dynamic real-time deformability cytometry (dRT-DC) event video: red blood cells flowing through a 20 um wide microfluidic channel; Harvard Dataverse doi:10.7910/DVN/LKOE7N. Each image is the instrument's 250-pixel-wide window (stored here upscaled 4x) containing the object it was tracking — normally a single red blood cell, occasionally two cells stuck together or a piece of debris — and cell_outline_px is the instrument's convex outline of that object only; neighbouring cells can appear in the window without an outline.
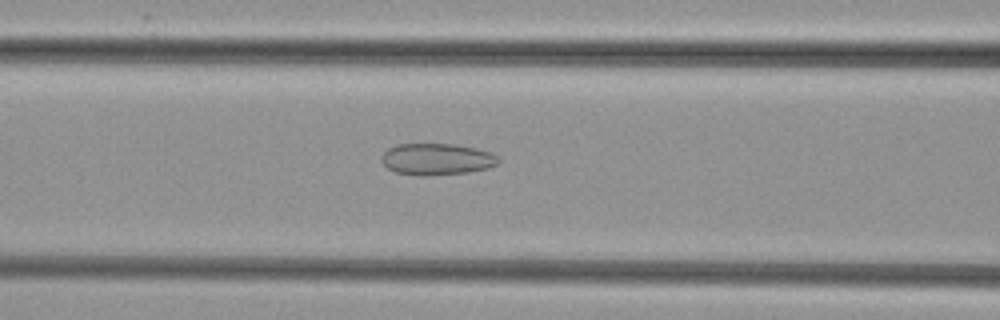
{"species": "common noctule bat (a hibernating species)", "species_latin": "Nyctalus noctula", "temperature_condition": "cold", "stored_images_in_passage": 50, "camera_frame_rate_fps": 3000, "um_per_image_px": 0.085, "animal": {"sex": "female", "body_mass_g": 29.2, "forearm_length_mm": 56.3}, "frame": {"image": 1, "passage_image": 20, "time_ms": 6.333, "image_size_px": [1000, 320], "cell_outline_px": [[500, 164], [488, 168], [468, 172], [420, 176], [396, 172], [388, 168], [380, 160], [384, 152], [388, 148], [396, 144], [452, 144], [476, 148], [492, 152], [500, 160]], "centroid_in_image_um": [37.14, 13.52], "position_along_channel_um": 129.5, "area_um2": 21.56}}
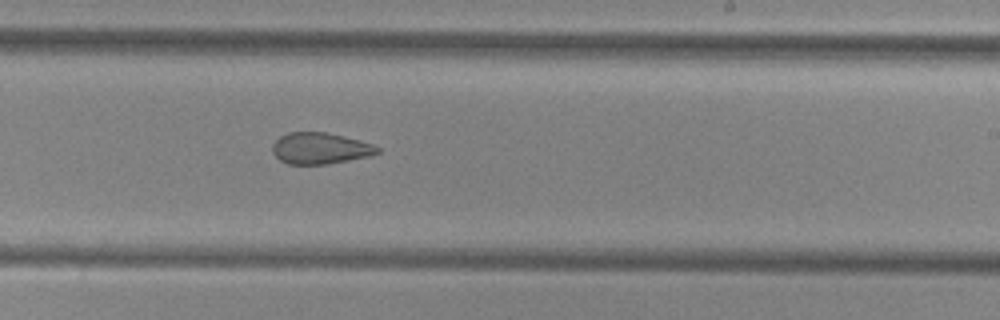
{"frame": {"image": 2, "passage_image": 30, "time_ms": 9.667, "image_size_px": [1000, 320], "cell_outline_px": [[380, 152], [372, 156], [328, 164], [288, 164], [280, 160], [272, 152], [272, 144], [280, 136], [288, 132], [324, 132], [372, 144], [380, 148]], "centroid_in_image_um": [27.2, 12.62], "position_along_channel_um": 261.8, "area_um2": 19.07}}
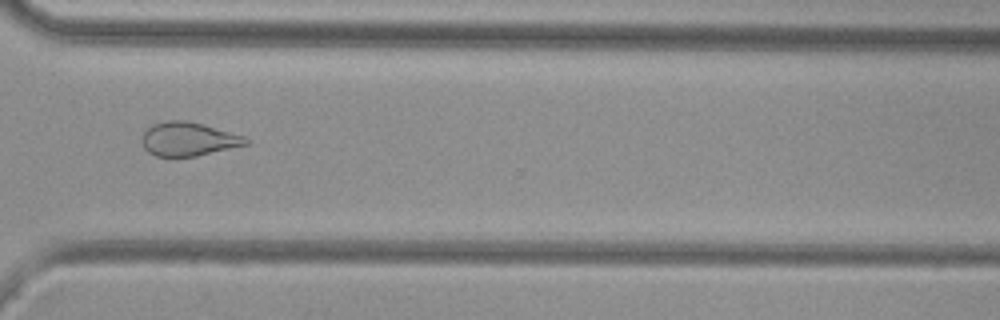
{"frame": {"image": 3, "passage_image": 37, "time_ms": 12.0, "image_size_px": [1000, 320], "cell_outline_px": [[248, 144], [196, 156], [156, 156], [148, 152], [144, 148], [140, 140], [144, 132], [152, 124], [168, 120], [188, 120], [204, 124], [244, 136], [248, 140]], "centroid_in_image_um": [15.98, 11.81], "position_along_channel_um": 354.6, "area_um2": 20.4}}